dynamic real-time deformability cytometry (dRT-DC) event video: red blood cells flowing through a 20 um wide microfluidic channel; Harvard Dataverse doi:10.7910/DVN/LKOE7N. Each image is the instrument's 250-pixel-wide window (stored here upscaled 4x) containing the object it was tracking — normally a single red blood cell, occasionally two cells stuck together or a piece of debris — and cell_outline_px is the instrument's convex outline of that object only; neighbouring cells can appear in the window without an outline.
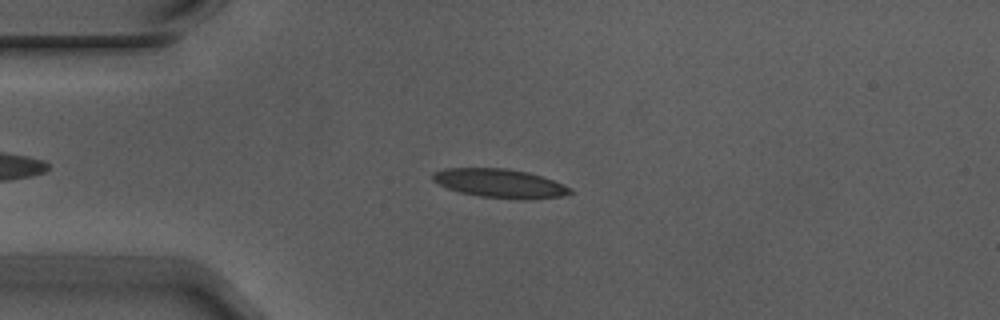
{"species": "Egyptian fruit bat (a non-hibernating species)", "species_latin": "Rousettus aegyptiacus", "temperature_condition": "warm", "stored_images_in_passage": 4, "camera_frame_rate_fps": 3000, "um_per_image_px": 0.085, "animal": {"sex": "male"}, "frame": {"image": 1, "passage_image": 4, "time_ms": 1.0, "image_size_px": [1000, 320], "cell_outline_px": [[572, 192], [560, 196], [524, 200], [480, 196], [460, 192], [448, 188], [432, 180], [432, 172], [444, 168], [504, 168], [528, 172], [552, 180], [572, 188]], "centroid_in_image_um": [42.46, 15.58], "position_along_channel_um": 42.5, "area_um2": 22.89}}